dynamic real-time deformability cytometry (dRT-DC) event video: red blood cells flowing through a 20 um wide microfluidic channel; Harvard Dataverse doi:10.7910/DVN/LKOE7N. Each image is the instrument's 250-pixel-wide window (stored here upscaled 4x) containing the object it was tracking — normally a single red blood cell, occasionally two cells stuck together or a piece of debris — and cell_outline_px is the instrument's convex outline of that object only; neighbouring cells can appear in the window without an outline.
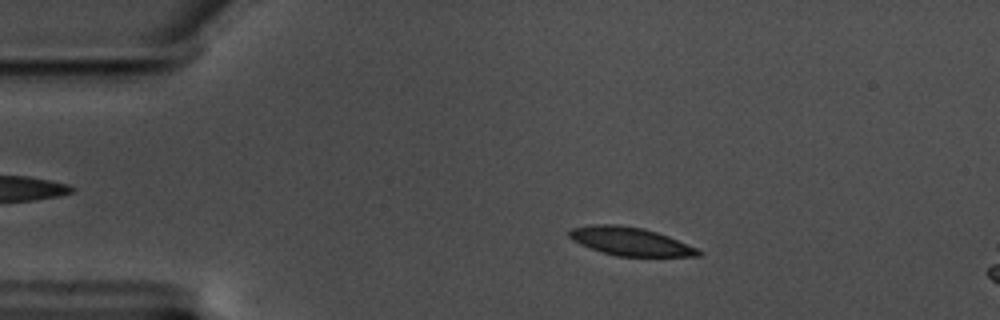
{"species": "common noctule bat (a hibernating species)", "species_latin": "Nyctalus noctula", "temperature_condition": "warm", "stored_images_in_passage": 58, "camera_frame_rate_fps": 3000, "um_per_image_px": 0.085, "animal": {"sex": "male", "body_mass_g": 17.5, "forearm_length_mm": 52.3}, "frame": {"image": 1, "passage_image": 11, "time_ms": 3.333, "image_size_px": [1000, 320], "cell_outline_px": [[704, 252], [700, 256], [616, 256], [592, 248], [572, 240], [568, 236], [568, 232], [572, 228], [592, 224], [616, 224], [644, 228], [668, 236], [696, 248]], "centroid_in_image_um": [53.57, 20.51], "position_along_channel_um": 31.4, "area_um2": 21.04}}
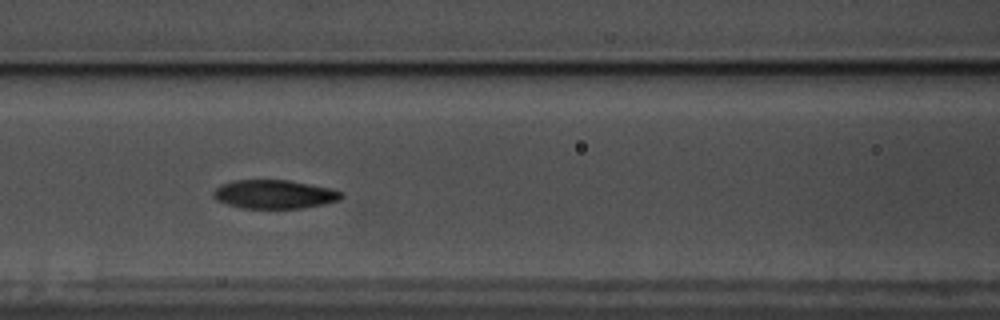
{"frame": {"image": 2, "passage_image": 25, "time_ms": 8.0, "image_size_px": [1000, 320], "cell_outline_px": [[344, 196], [340, 200], [324, 204], [300, 208], [244, 208], [228, 204], [216, 200], [212, 196], [212, 192], [220, 184], [232, 180], [288, 180], [328, 188], [344, 192]], "centroid_in_image_um": [23.3, 16.51], "position_along_channel_um": 143.3, "area_um2": 21.39}}
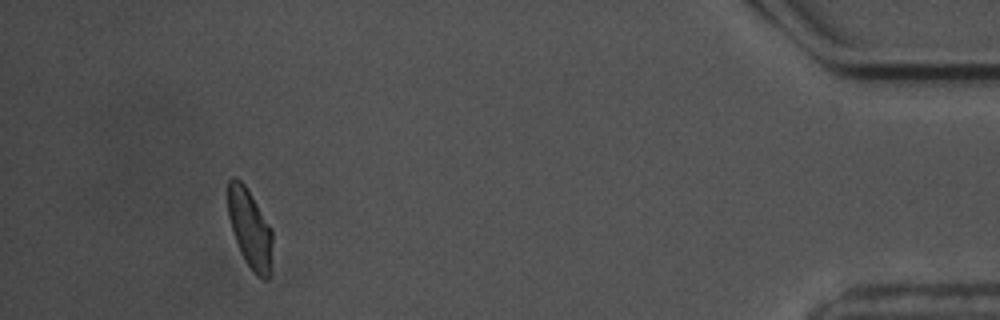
{"frame": {"image": 3, "passage_image": 54, "time_ms": 17.667, "image_size_px": [1000, 320], "cell_outline_px": [[272, 240], [268, 280], [264, 280], [256, 276], [252, 272], [244, 260], [240, 252], [232, 232], [228, 216], [228, 180], [232, 176], [236, 176], [244, 184], [272, 228]], "centroid_in_image_um": [21.22, 19.43], "position_along_channel_um": 414.0, "area_um2": 20.52}, "authors_computed_cell_mechanics": {"area_um2": 21.6172, "velocity_mm_per_s": 3.4882, "shape_relaxation_time_tau1_ms": 4.2741, "shape_relaxation_time_tau2_ms": 3.3795, "deformation_change_tau1": 0.1301, "deformation_change_tau2": 0.0613}}